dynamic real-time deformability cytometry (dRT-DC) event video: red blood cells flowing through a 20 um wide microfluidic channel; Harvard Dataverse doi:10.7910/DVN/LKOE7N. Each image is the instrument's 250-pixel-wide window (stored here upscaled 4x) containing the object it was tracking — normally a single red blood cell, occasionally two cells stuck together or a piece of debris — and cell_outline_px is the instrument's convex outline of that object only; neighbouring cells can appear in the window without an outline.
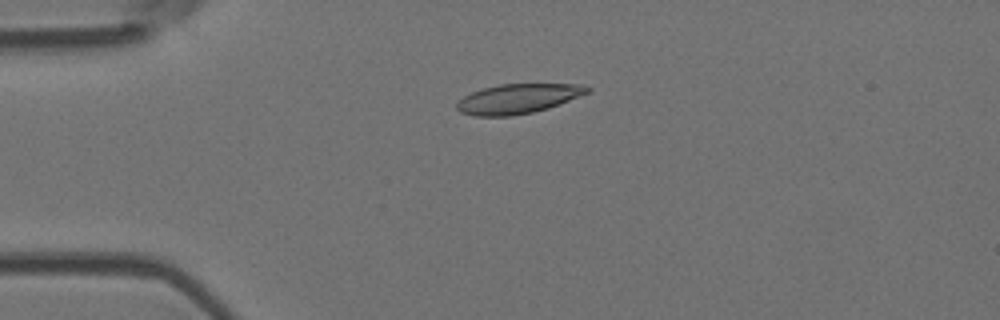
{"species": "Egyptian fruit bat (a non-hibernating species)", "species_latin": "Rousettus aegyptiacus", "temperature_condition": "room temperature", "stored_images_in_passage": 2, "camera_frame_rate_fps": 3000, "um_per_image_px": 0.085, "animal": {"sex": "female"}, "frame": {"image": 1, "passage_image": 1, "time_ms": 0.0, "image_size_px": [1000, 320], "cell_outline_px": [[568, 96], [564, 100], [540, 108], [524, 112], [476, 112], [516, 84], [556, 84]], "centroid_in_image_um": [44.69, 8.36], "position_along_channel_um": 40.3, "area_um2": 12.02}}